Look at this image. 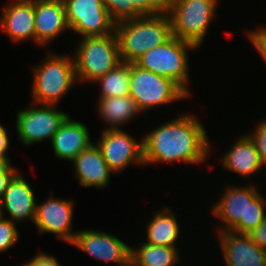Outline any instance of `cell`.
<instances>
[{
    "mask_svg": "<svg viewBox=\"0 0 266 266\" xmlns=\"http://www.w3.org/2000/svg\"><path fill=\"white\" fill-rule=\"evenodd\" d=\"M174 0H146V15H169Z\"/></svg>",
    "mask_w": 266,
    "mask_h": 266,
    "instance_id": "f546056e",
    "label": "cell"
},
{
    "mask_svg": "<svg viewBox=\"0 0 266 266\" xmlns=\"http://www.w3.org/2000/svg\"><path fill=\"white\" fill-rule=\"evenodd\" d=\"M51 143L57 159L72 161L92 141L88 127L82 122L71 119L69 115L54 134Z\"/></svg>",
    "mask_w": 266,
    "mask_h": 266,
    "instance_id": "d6986e66",
    "label": "cell"
},
{
    "mask_svg": "<svg viewBox=\"0 0 266 266\" xmlns=\"http://www.w3.org/2000/svg\"><path fill=\"white\" fill-rule=\"evenodd\" d=\"M74 201L51 196L45 202L36 204L34 225L41 233H52L67 243H72L77 231H73Z\"/></svg>",
    "mask_w": 266,
    "mask_h": 266,
    "instance_id": "7c38bea8",
    "label": "cell"
},
{
    "mask_svg": "<svg viewBox=\"0 0 266 266\" xmlns=\"http://www.w3.org/2000/svg\"><path fill=\"white\" fill-rule=\"evenodd\" d=\"M41 64L33 65L32 102L57 105L76 84L74 59L70 55L47 53Z\"/></svg>",
    "mask_w": 266,
    "mask_h": 266,
    "instance_id": "277c9868",
    "label": "cell"
},
{
    "mask_svg": "<svg viewBox=\"0 0 266 266\" xmlns=\"http://www.w3.org/2000/svg\"><path fill=\"white\" fill-rule=\"evenodd\" d=\"M177 247H164L143 242L131 248L130 261L134 266H174L179 262Z\"/></svg>",
    "mask_w": 266,
    "mask_h": 266,
    "instance_id": "603a6c76",
    "label": "cell"
},
{
    "mask_svg": "<svg viewBox=\"0 0 266 266\" xmlns=\"http://www.w3.org/2000/svg\"><path fill=\"white\" fill-rule=\"evenodd\" d=\"M103 4L115 23L146 15V0H103Z\"/></svg>",
    "mask_w": 266,
    "mask_h": 266,
    "instance_id": "d4e9b609",
    "label": "cell"
},
{
    "mask_svg": "<svg viewBox=\"0 0 266 266\" xmlns=\"http://www.w3.org/2000/svg\"><path fill=\"white\" fill-rule=\"evenodd\" d=\"M56 106L31 102L29 108L18 111L16 114V131L18 139L25 146L34 145L46 139L51 141L69 116V114L58 110Z\"/></svg>",
    "mask_w": 266,
    "mask_h": 266,
    "instance_id": "9c48e42d",
    "label": "cell"
},
{
    "mask_svg": "<svg viewBox=\"0 0 266 266\" xmlns=\"http://www.w3.org/2000/svg\"><path fill=\"white\" fill-rule=\"evenodd\" d=\"M194 49L197 47L193 44L172 36L165 43L149 49L134 63L144 70L175 81L191 97L188 89V52Z\"/></svg>",
    "mask_w": 266,
    "mask_h": 266,
    "instance_id": "8992f818",
    "label": "cell"
},
{
    "mask_svg": "<svg viewBox=\"0 0 266 266\" xmlns=\"http://www.w3.org/2000/svg\"><path fill=\"white\" fill-rule=\"evenodd\" d=\"M124 266H134L133 265V263L130 261V262H128L126 265H124Z\"/></svg>",
    "mask_w": 266,
    "mask_h": 266,
    "instance_id": "e575fe53",
    "label": "cell"
},
{
    "mask_svg": "<svg viewBox=\"0 0 266 266\" xmlns=\"http://www.w3.org/2000/svg\"><path fill=\"white\" fill-rule=\"evenodd\" d=\"M71 162L74 164L75 178L77 177L81 186L100 189L109 184L113 172L96 144L91 143Z\"/></svg>",
    "mask_w": 266,
    "mask_h": 266,
    "instance_id": "ac0fdd59",
    "label": "cell"
},
{
    "mask_svg": "<svg viewBox=\"0 0 266 266\" xmlns=\"http://www.w3.org/2000/svg\"><path fill=\"white\" fill-rule=\"evenodd\" d=\"M248 235L255 244L261 249L266 250V218L257 228L249 232Z\"/></svg>",
    "mask_w": 266,
    "mask_h": 266,
    "instance_id": "1f68e13d",
    "label": "cell"
},
{
    "mask_svg": "<svg viewBox=\"0 0 266 266\" xmlns=\"http://www.w3.org/2000/svg\"><path fill=\"white\" fill-rule=\"evenodd\" d=\"M95 82L101 84L99 98L128 96L130 92V63H119Z\"/></svg>",
    "mask_w": 266,
    "mask_h": 266,
    "instance_id": "cb8c5ba5",
    "label": "cell"
},
{
    "mask_svg": "<svg viewBox=\"0 0 266 266\" xmlns=\"http://www.w3.org/2000/svg\"><path fill=\"white\" fill-rule=\"evenodd\" d=\"M248 136L253 141L257 149L261 162L266 167V120L259 121L252 133Z\"/></svg>",
    "mask_w": 266,
    "mask_h": 266,
    "instance_id": "4316f807",
    "label": "cell"
},
{
    "mask_svg": "<svg viewBox=\"0 0 266 266\" xmlns=\"http://www.w3.org/2000/svg\"><path fill=\"white\" fill-rule=\"evenodd\" d=\"M237 139L234 146H231L232 148L225 152L226 154H224L221 161L225 170L246 179L250 175L258 174L264 165L253 141L247 134L243 133Z\"/></svg>",
    "mask_w": 266,
    "mask_h": 266,
    "instance_id": "ffe728a7",
    "label": "cell"
},
{
    "mask_svg": "<svg viewBox=\"0 0 266 266\" xmlns=\"http://www.w3.org/2000/svg\"><path fill=\"white\" fill-rule=\"evenodd\" d=\"M97 108L105 124H109L106 130L121 129L120 127L131 121L136 114L142 113L129 95L99 98Z\"/></svg>",
    "mask_w": 266,
    "mask_h": 266,
    "instance_id": "7402d4cb",
    "label": "cell"
},
{
    "mask_svg": "<svg viewBox=\"0 0 266 266\" xmlns=\"http://www.w3.org/2000/svg\"><path fill=\"white\" fill-rule=\"evenodd\" d=\"M19 235L16 223L10 219L2 218L0 220V253L14 246L20 238Z\"/></svg>",
    "mask_w": 266,
    "mask_h": 266,
    "instance_id": "484cf974",
    "label": "cell"
},
{
    "mask_svg": "<svg viewBox=\"0 0 266 266\" xmlns=\"http://www.w3.org/2000/svg\"><path fill=\"white\" fill-rule=\"evenodd\" d=\"M249 41L266 62V29L259 27L247 33Z\"/></svg>",
    "mask_w": 266,
    "mask_h": 266,
    "instance_id": "83f0119b",
    "label": "cell"
},
{
    "mask_svg": "<svg viewBox=\"0 0 266 266\" xmlns=\"http://www.w3.org/2000/svg\"><path fill=\"white\" fill-rule=\"evenodd\" d=\"M129 96L141 112L189 98L175 81L144 70L135 63H130Z\"/></svg>",
    "mask_w": 266,
    "mask_h": 266,
    "instance_id": "ba28073f",
    "label": "cell"
},
{
    "mask_svg": "<svg viewBox=\"0 0 266 266\" xmlns=\"http://www.w3.org/2000/svg\"><path fill=\"white\" fill-rule=\"evenodd\" d=\"M170 207L155 212L146 226V243L164 247H176L180 233L177 217Z\"/></svg>",
    "mask_w": 266,
    "mask_h": 266,
    "instance_id": "44dd1931",
    "label": "cell"
},
{
    "mask_svg": "<svg viewBox=\"0 0 266 266\" xmlns=\"http://www.w3.org/2000/svg\"><path fill=\"white\" fill-rule=\"evenodd\" d=\"M2 214L4 209L9 213L14 223L31 220L34 223L36 214V200L30 184L18 173L10 181L7 190L1 199Z\"/></svg>",
    "mask_w": 266,
    "mask_h": 266,
    "instance_id": "e0dca14e",
    "label": "cell"
},
{
    "mask_svg": "<svg viewBox=\"0 0 266 266\" xmlns=\"http://www.w3.org/2000/svg\"><path fill=\"white\" fill-rule=\"evenodd\" d=\"M70 30L83 37L106 36L115 32V22L103 0H63Z\"/></svg>",
    "mask_w": 266,
    "mask_h": 266,
    "instance_id": "30bf717a",
    "label": "cell"
},
{
    "mask_svg": "<svg viewBox=\"0 0 266 266\" xmlns=\"http://www.w3.org/2000/svg\"><path fill=\"white\" fill-rule=\"evenodd\" d=\"M11 2L4 6L0 15V28L14 42L30 38L36 42L34 0Z\"/></svg>",
    "mask_w": 266,
    "mask_h": 266,
    "instance_id": "2e32d148",
    "label": "cell"
},
{
    "mask_svg": "<svg viewBox=\"0 0 266 266\" xmlns=\"http://www.w3.org/2000/svg\"><path fill=\"white\" fill-rule=\"evenodd\" d=\"M10 161H0V201L7 190L10 181L17 174Z\"/></svg>",
    "mask_w": 266,
    "mask_h": 266,
    "instance_id": "f1b7e54d",
    "label": "cell"
},
{
    "mask_svg": "<svg viewBox=\"0 0 266 266\" xmlns=\"http://www.w3.org/2000/svg\"><path fill=\"white\" fill-rule=\"evenodd\" d=\"M213 204L212 214L224 224L218 232L248 234L266 218V199L253 184L229 186Z\"/></svg>",
    "mask_w": 266,
    "mask_h": 266,
    "instance_id": "7a4b0ae2",
    "label": "cell"
},
{
    "mask_svg": "<svg viewBox=\"0 0 266 266\" xmlns=\"http://www.w3.org/2000/svg\"><path fill=\"white\" fill-rule=\"evenodd\" d=\"M100 137L96 145L113 174L123 171L131 163L144 165L143 138L138 141L122 129H103Z\"/></svg>",
    "mask_w": 266,
    "mask_h": 266,
    "instance_id": "8fae6325",
    "label": "cell"
},
{
    "mask_svg": "<svg viewBox=\"0 0 266 266\" xmlns=\"http://www.w3.org/2000/svg\"><path fill=\"white\" fill-rule=\"evenodd\" d=\"M218 0H174L169 13L172 35L199 48L215 18Z\"/></svg>",
    "mask_w": 266,
    "mask_h": 266,
    "instance_id": "52a82bcc",
    "label": "cell"
},
{
    "mask_svg": "<svg viewBox=\"0 0 266 266\" xmlns=\"http://www.w3.org/2000/svg\"><path fill=\"white\" fill-rule=\"evenodd\" d=\"M74 51L78 82H92L106 75L121 63L116 32L106 36L83 37Z\"/></svg>",
    "mask_w": 266,
    "mask_h": 266,
    "instance_id": "5b68a950",
    "label": "cell"
},
{
    "mask_svg": "<svg viewBox=\"0 0 266 266\" xmlns=\"http://www.w3.org/2000/svg\"><path fill=\"white\" fill-rule=\"evenodd\" d=\"M10 146L9 137L6 129L0 123V161H10L8 148Z\"/></svg>",
    "mask_w": 266,
    "mask_h": 266,
    "instance_id": "d6a6232c",
    "label": "cell"
},
{
    "mask_svg": "<svg viewBox=\"0 0 266 266\" xmlns=\"http://www.w3.org/2000/svg\"><path fill=\"white\" fill-rule=\"evenodd\" d=\"M226 266H266V250L248 234L223 231L218 234Z\"/></svg>",
    "mask_w": 266,
    "mask_h": 266,
    "instance_id": "5bb4252c",
    "label": "cell"
},
{
    "mask_svg": "<svg viewBox=\"0 0 266 266\" xmlns=\"http://www.w3.org/2000/svg\"><path fill=\"white\" fill-rule=\"evenodd\" d=\"M121 62L134 63L149 49L168 41L172 35L169 15H142L115 24Z\"/></svg>",
    "mask_w": 266,
    "mask_h": 266,
    "instance_id": "3957f363",
    "label": "cell"
},
{
    "mask_svg": "<svg viewBox=\"0 0 266 266\" xmlns=\"http://www.w3.org/2000/svg\"><path fill=\"white\" fill-rule=\"evenodd\" d=\"M206 132L194 114L175 117L142 137L144 165L174 161L192 165L203 163L211 152Z\"/></svg>",
    "mask_w": 266,
    "mask_h": 266,
    "instance_id": "6da1fadb",
    "label": "cell"
},
{
    "mask_svg": "<svg viewBox=\"0 0 266 266\" xmlns=\"http://www.w3.org/2000/svg\"><path fill=\"white\" fill-rule=\"evenodd\" d=\"M3 218V214H2V206H1V202H0V220Z\"/></svg>",
    "mask_w": 266,
    "mask_h": 266,
    "instance_id": "836d02e7",
    "label": "cell"
},
{
    "mask_svg": "<svg viewBox=\"0 0 266 266\" xmlns=\"http://www.w3.org/2000/svg\"><path fill=\"white\" fill-rule=\"evenodd\" d=\"M22 266H61L54 256L46 253H37L31 260Z\"/></svg>",
    "mask_w": 266,
    "mask_h": 266,
    "instance_id": "4dcf8cb0",
    "label": "cell"
},
{
    "mask_svg": "<svg viewBox=\"0 0 266 266\" xmlns=\"http://www.w3.org/2000/svg\"><path fill=\"white\" fill-rule=\"evenodd\" d=\"M96 260L124 266L130 262L131 247L116 236L94 229L79 230L71 243Z\"/></svg>",
    "mask_w": 266,
    "mask_h": 266,
    "instance_id": "4fadbf2b",
    "label": "cell"
},
{
    "mask_svg": "<svg viewBox=\"0 0 266 266\" xmlns=\"http://www.w3.org/2000/svg\"><path fill=\"white\" fill-rule=\"evenodd\" d=\"M36 43L44 47L70 29L63 0H34Z\"/></svg>",
    "mask_w": 266,
    "mask_h": 266,
    "instance_id": "9a60e30c",
    "label": "cell"
}]
</instances>
